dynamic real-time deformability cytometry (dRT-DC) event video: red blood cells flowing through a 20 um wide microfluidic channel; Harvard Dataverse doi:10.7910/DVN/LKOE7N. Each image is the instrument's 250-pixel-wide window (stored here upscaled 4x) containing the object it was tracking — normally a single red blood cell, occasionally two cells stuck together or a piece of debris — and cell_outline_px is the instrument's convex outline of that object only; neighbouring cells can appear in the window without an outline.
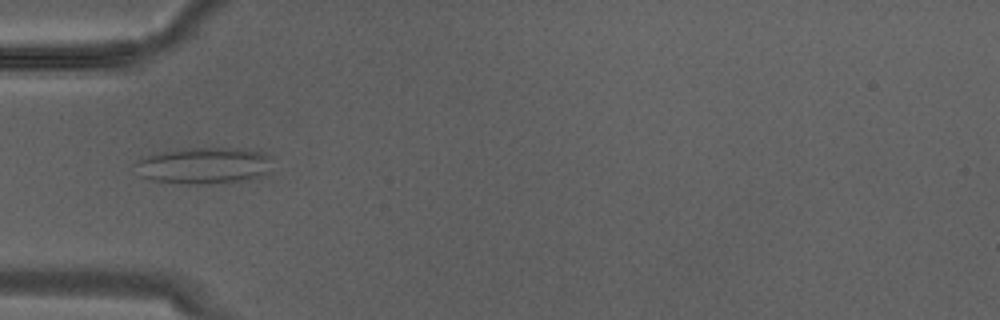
{"species": "Egyptian fruit bat (a non-hibernating species)", "species_latin": "Rousettus aegyptiacus", "temperature_condition": "warm", "stored_images_in_passage": 7, "camera_frame_rate_fps": 3000, "um_per_image_px": 0.085, "animal": {"sex": "male"}, "frame": {"image": 1, "passage_image": 4, "time_ms": 1.0, "image_size_px": [1000, 320], "cell_outline_px": [[268, 172], [252, 180], [212, 184], [196, 184], [152, 180], [140, 176], [132, 164], [148, 156], [180, 148], [240, 148], [264, 152], [268, 156]], "centroid_in_image_um": [17.34, 14.08], "position_along_channel_um": 67.7, "area_um2": 29.07}}